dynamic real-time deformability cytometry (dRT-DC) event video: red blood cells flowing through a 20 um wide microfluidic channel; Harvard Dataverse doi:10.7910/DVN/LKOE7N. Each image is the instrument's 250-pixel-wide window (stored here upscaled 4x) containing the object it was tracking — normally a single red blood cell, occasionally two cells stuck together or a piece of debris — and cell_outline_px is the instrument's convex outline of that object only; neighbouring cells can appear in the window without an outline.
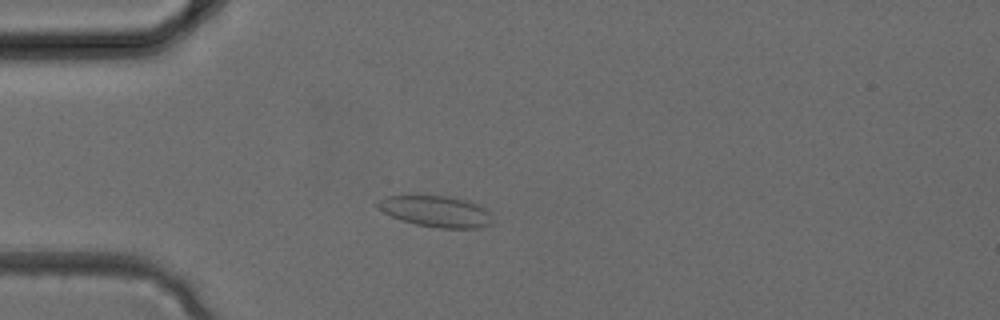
{"species": "common noctule bat (a hibernating species)", "species_latin": "Nyctalus noctula", "temperature_condition": "cold", "stored_images_in_passage": 2, "camera_frame_rate_fps": 3000, "um_per_image_px": 0.085, "animal": {"sex": "female", "body_mass_g": 24.6, "forearm_length_mm": 56.2}, "frame": {"image": 1, "passage_image": 2, "time_ms": 0.333, "image_size_px": [1000, 320], "cell_outline_px": [[492, 220], [488, 224], [480, 228], [440, 228], [416, 224], [400, 220], [376, 208], [376, 200], [384, 196], [448, 196], [464, 200], [476, 204], [484, 208], [488, 212]], "centroid_in_image_um": [36.99, 17.96], "position_along_channel_um": 48.0, "area_um2": 20.63}}